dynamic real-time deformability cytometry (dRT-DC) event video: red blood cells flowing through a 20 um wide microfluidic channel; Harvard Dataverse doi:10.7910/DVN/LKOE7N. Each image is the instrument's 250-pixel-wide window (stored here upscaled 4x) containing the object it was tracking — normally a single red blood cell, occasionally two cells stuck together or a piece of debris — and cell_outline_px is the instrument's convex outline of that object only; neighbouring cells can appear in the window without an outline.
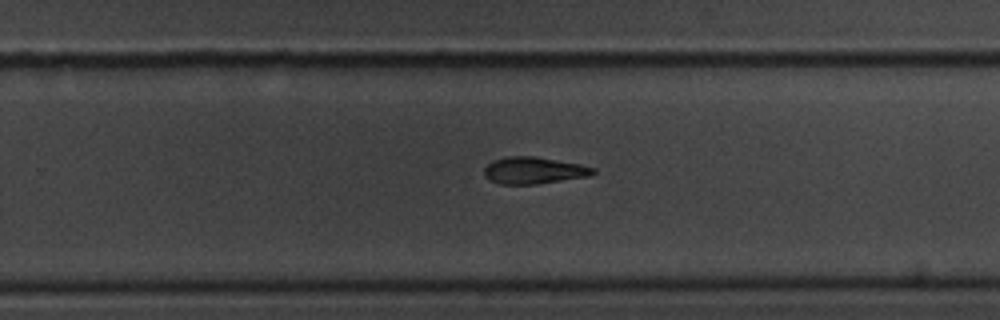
{"species": "common noctule bat (a hibernating species)", "species_latin": "Nyctalus noctula", "temperature_condition": "room temperature", "stored_images_in_passage": 25, "camera_frame_rate_fps": 3000, "um_per_image_px": 0.085, "animal": {"sex": "male", "body_mass_g": 20.1, "forearm_length_mm": 53.5}, "frame": {"image": 1, "passage_image": 11, "time_ms": 3.333, "image_size_px": [1000, 320], "cell_outline_px": [[596, 172], [592, 176], [536, 184], [500, 184], [484, 176], [484, 168], [492, 160], [504, 156], [536, 156], [580, 164], [596, 168]], "centroid_in_image_um": [45.39, 14.48], "position_along_channel_um": 284.4, "area_um2": 17.22}}
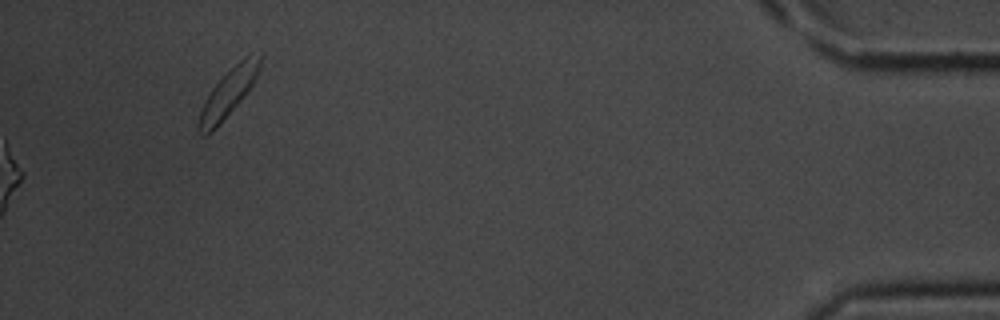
{"frame": {"image": 2, "passage_image": 25, "time_ms": 8.0, "image_size_px": [1000, 320], "cell_outline_px": [[264, 52], [260, 68], [256, 80], [248, 92], [220, 124], [208, 136], [200, 136], [196, 132], [196, 124], [200, 108], [212, 88], [240, 60], [248, 56]], "centroid_in_image_um": [19.37, 7.98], "position_along_channel_um": 415.8, "area_um2": 17.28}}